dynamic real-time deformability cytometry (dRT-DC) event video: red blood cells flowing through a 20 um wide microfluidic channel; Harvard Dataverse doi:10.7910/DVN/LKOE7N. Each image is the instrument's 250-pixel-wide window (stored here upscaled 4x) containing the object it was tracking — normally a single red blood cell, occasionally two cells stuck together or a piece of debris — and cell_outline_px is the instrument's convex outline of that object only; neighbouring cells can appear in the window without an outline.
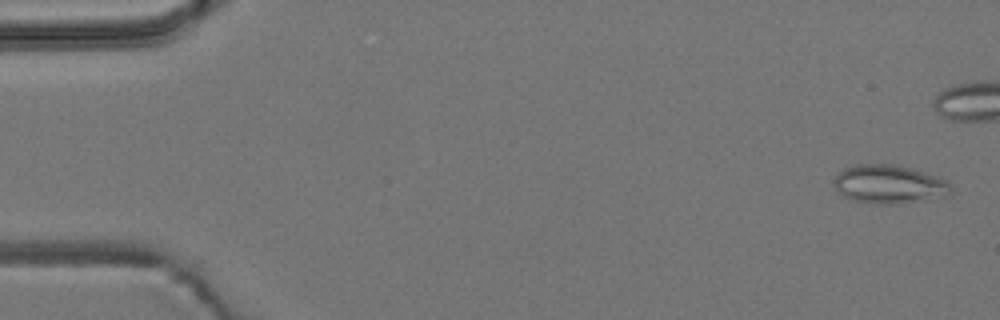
{"species": "common noctule bat (a hibernating species)", "species_latin": "Nyctalus noctula", "temperature_condition": "room temperature", "stored_images_in_passage": 44, "camera_frame_rate_fps": 3000, "um_per_image_px": 0.085, "animal": {"sex": "male", "body_mass_g": 19.2, "forearm_length_mm": 51.8}, "frame": {"image": 1, "passage_image": 2, "time_ms": 0.333, "image_size_px": [1000, 320], "cell_outline_px": [[952, 188], [944, 196], [896, 204], [876, 204], [852, 200], [844, 196], [836, 188], [836, 176], [844, 168], [856, 164], [892, 164], [924, 172], [948, 180]], "centroid_in_image_um": [75.57, 15.66], "position_along_channel_um": 9.4, "area_um2": 25.84}}
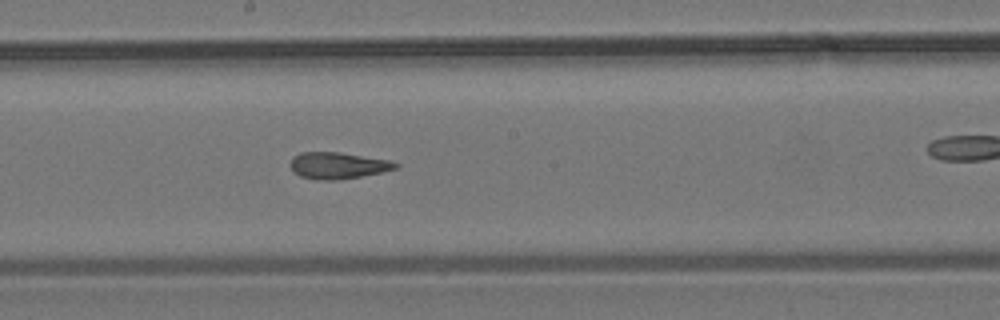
{"frame": {"image": 2, "passage_image": 29, "time_ms": 9.333, "image_size_px": [1000, 320], "cell_outline_px": [[400, 164], [396, 168], [380, 172], [360, 176], [336, 180], [316, 180], [300, 176], [288, 164], [292, 156], [300, 152], [340, 152], [392, 160]], "centroid_in_image_um": [28.7, 14.05], "position_along_channel_um": 219.5, "area_um2": 16.36}}
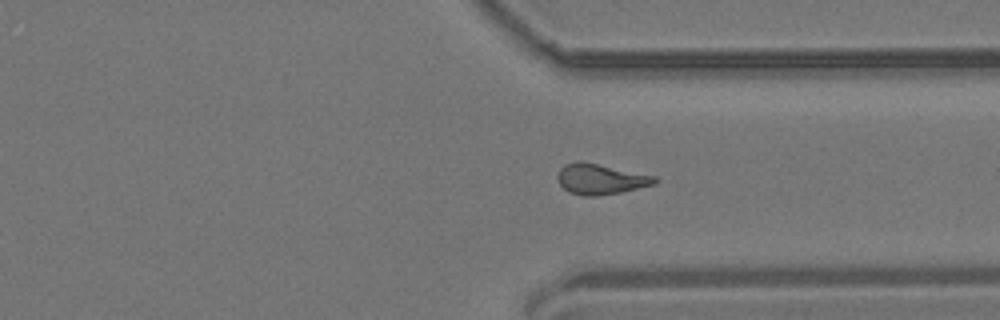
{"frame": {"image": 3, "passage_image": 40, "time_ms": 13.0, "image_size_px": [1000, 320], "cell_outline_px": [[660, 180], [656, 184], [620, 192], [596, 196], [584, 196], [572, 192], [564, 188], [560, 184], [556, 176], [560, 168], [564, 164], [576, 160], [580, 160], [656, 176]], "centroid_in_image_um": [51.06, 15.2], "position_along_channel_um": 360.3, "area_um2": 17.34}}